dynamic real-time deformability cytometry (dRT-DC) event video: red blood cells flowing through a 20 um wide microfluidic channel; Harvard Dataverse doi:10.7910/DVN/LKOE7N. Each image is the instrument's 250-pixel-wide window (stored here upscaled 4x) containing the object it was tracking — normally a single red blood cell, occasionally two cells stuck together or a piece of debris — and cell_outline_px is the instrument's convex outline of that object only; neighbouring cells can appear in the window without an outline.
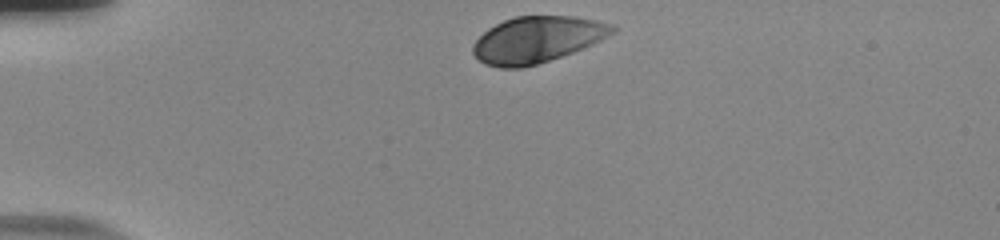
{"species": "human", "species_latin": "Homo sapiens", "temperature_condition": "room temperature", "stored_images_in_passage": 35, "camera_frame_rate_fps": 3000, "um_per_image_px": 0.085, "donor": {"sex": "male"}, "frame": {"image": 1, "passage_image": 1, "time_ms": 0.0, "image_size_px": [1000, 240], "cell_outline_px": [[616, 32], [584, 48], [524, 68], [500, 68], [484, 64], [472, 52], [472, 44], [488, 28], [504, 20], [516, 16], [576, 16], [616, 24]], "centroid_in_image_um": [45.67, 3.35], "position_along_channel_um": 39.3, "area_um2": 37.63}}
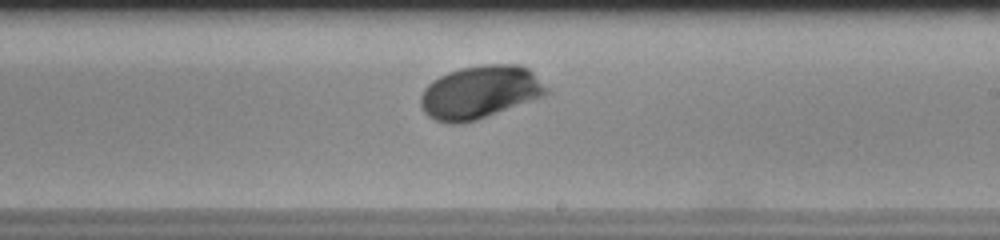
{"frame": {"image": 2, "passage_image": 22, "time_ms": 7.0, "image_size_px": [1000, 240], "cell_outline_px": [[548, 92], [544, 96], [476, 120], [464, 124], [448, 124], [436, 120], [428, 116], [424, 112], [420, 104], [420, 96], [424, 88], [432, 80], [448, 72], [460, 68], [480, 64], [520, 64], [528, 68], [548, 88]], "centroid_in_image_um": [40.77, 7.83], "position_along_channel_um": 248.2, "area_um2": 39.02}}
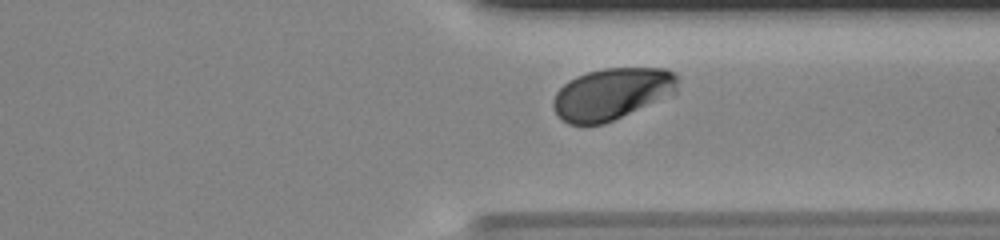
{"frame": {"image": 3, "passage_image": 31, "time_ms": 10.0, "image_size_px": [1000, 240], "cell_outline_px": [[680, 80], [676, 92], [604, 124], [568, 124], [552, 108], [552, 100], [556, 92], [568, 80], [576, 76], [588, 72], [604, 68], [664, 68], [680, 76]], "centroid_in_image_um": [52.0, 7.95], "position_along_channel_um": 359.4, "area_um2": 37.28}, "authors_computed_cell_mechanics": {"area_um2": 38.148, "velocity_mm_per_s": 3.6869, "shape_relaxation_time_tau1_ms": 2.4395, "shape_relaxation_time_tau2_ms": null, "deformation_change_tau1": 0.1389, "deformation_change_tau2": null}}